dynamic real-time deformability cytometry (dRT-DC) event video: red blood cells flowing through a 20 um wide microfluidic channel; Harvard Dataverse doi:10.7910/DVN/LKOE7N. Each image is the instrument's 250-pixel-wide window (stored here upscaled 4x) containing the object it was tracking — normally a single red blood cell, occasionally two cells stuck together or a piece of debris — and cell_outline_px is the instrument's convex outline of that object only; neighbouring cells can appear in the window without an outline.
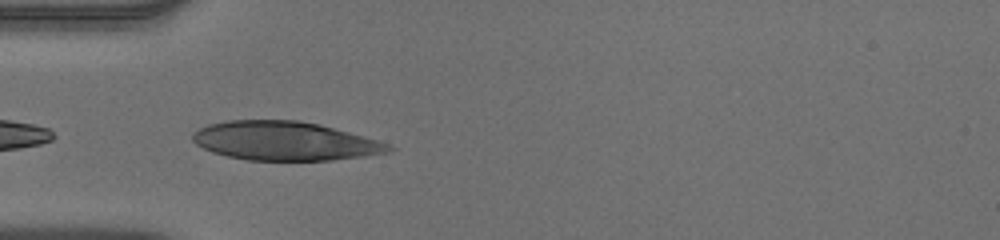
{"species": "human", "species_latin": "Homo sapiens", "temperature_condition": "warm", "stored_images_in_passage": 13, "camera_frame_rate_fps": 3000, "um_per_image_px": 0.085, "donor": {"sex": "male"}, "frame": {"image": 1, "passage_image": 1, "time_ms": 0.0, "image_size_px": [1000, 240], "cell_outline_px": [[396, 148], [388, 152], [364, 156], [332, 160], [248, 160], [228, 156], [212, 152], [196, 144], [192, 140], [192, 132], [208, 124], [228, 120], [300, 120], [320, 124], [364, 136], [388, 144]], "centroid_in_image_um": [24.19, 11.97], "position_along_channel_um": 60.8, "area_um2": 44.33}}
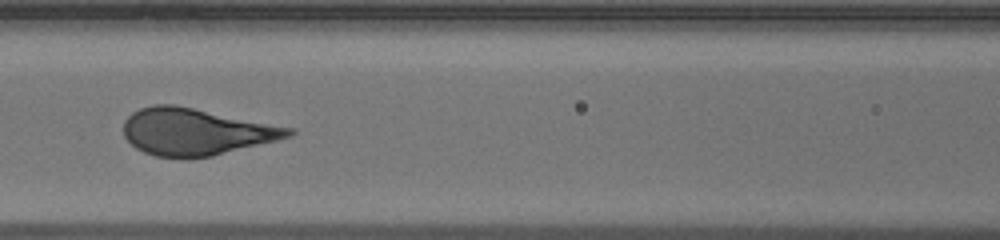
{"frame": {"image": 2, "passage_image": 8, "time_ms": 2.333, "image_size_px": [1000, 240], "cell_outline_px": [[296, 132], [292, 136], [212, 156], [156, 156], [144, 152], [136, 148], [124, 136], [124, 120], [132, 112], [140, 108], [152, 104], [172, 104], [296, 128]], "centroid_in_image_um": [16.65, 11.17], "position_along_channel_um": 149.9, "area_um2": 44.51}}
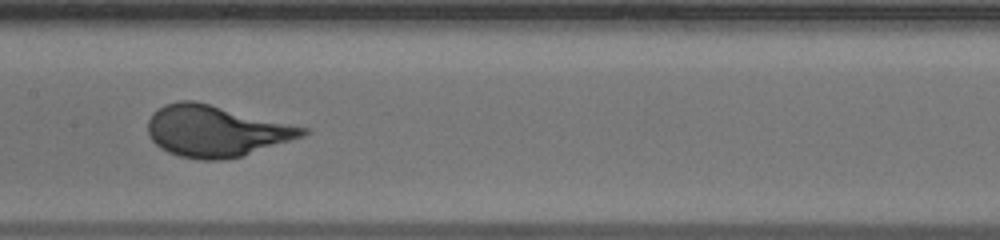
{"frame": {"image": 3, "passage_image": 11, "time_ms": 3.333, "image_size_px": [1000, 240], "cell_outline_px": [[308, 132], [304, 136], [244, 156], [224, 160], [200, 160], [180, 156], [168, 152], [160, 148], [152, 140], [148, 132], [148, 120], [152, 112], [164, 104], [176, 100], [192, 100], [308, 128]], "centroid_in_image_um": [18.32, 11.15], "position_along_channel_um": 189.1, "area_um2": 46.18}}